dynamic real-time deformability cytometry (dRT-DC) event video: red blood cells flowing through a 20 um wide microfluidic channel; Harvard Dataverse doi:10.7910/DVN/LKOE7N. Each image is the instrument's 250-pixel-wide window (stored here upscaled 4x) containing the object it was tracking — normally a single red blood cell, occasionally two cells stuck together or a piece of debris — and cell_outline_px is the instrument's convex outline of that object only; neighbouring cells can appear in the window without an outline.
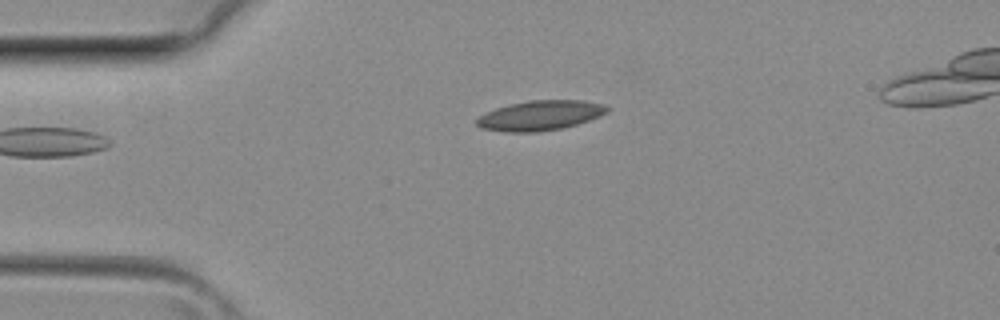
{"species": "common noctule bat (a hibernating species)", "species_latin": "Nyctalus noctula", "temperature_condition": "room temperature", "stored_images_in_passage": 30, "camera_frame_rate_fps": 3000, "um_per_image_px": 0.085, "animal": {"sex": "female", "body_mass_g": 29.2, "forearm_length_mm": 56.3}, "frame": {"image": 1, "passage_image": 1, "time_ms": 0.0, "image_size_px": [1000, 320], "cell_outline_px": [[608, 112], [600, 116], [576, 124], [560, 128], [536, 132], [508, 132], [480, 128], [476, 124], [476, 120], [480, 116], [496, 108], [508, 104], [528, 100], [580, 100], [604, 104], [608, 108]], "centroid_in_image_um": [45.9, 9.81], "position_along_channel_um": 39.1, "area_um2": 22.54}}
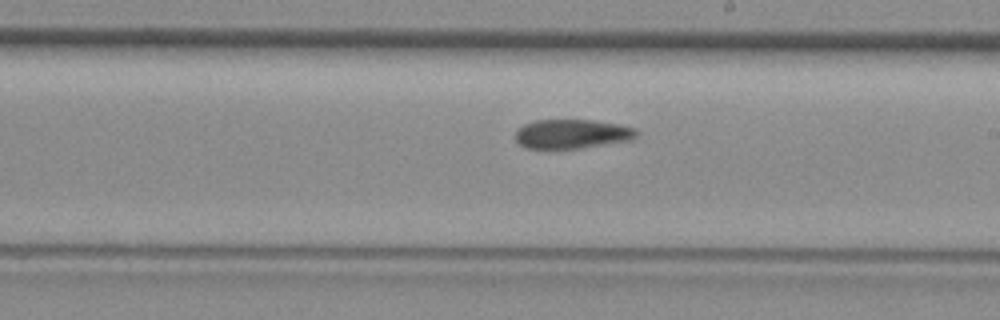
{"frame": {"image": 2, "passage_image": 14, "time_ms": 4.333, "image_size_px": [1000, 320], "cell_outline_px": [[636, 136], [628, 140], [580, 148], [524, 148], [516, 140], [516, 128], [524, 124], [536, 120], [596, 120], [620, 124], [636, 128]], "centroid_in_image_um": [48.59, 11.37], "position_along_channel_um": 240.4, "area_um2": 20.52}}
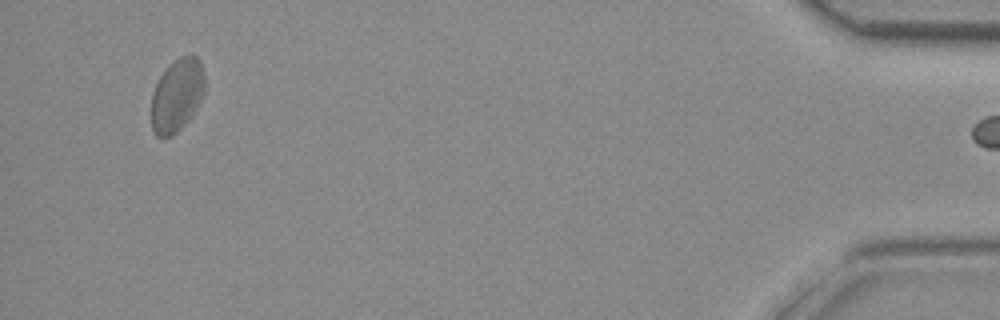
{"frame": {"image": 3, "passage_image": 29, "time_ms": 9.333, "image_size_px": [1000, 320], "cell_outline_px": [[204, 92], [192, 116], [172, 136], [156, 136], [152, 132], [152, 92], [160, 76], [180, 56], [188, 52], [196, 56], [200, 60], [204, 76]], "centroid_in_image_um": [15.05, 8.08], "position_along_channel_um": 420.2, "area_um2": 22.54}}